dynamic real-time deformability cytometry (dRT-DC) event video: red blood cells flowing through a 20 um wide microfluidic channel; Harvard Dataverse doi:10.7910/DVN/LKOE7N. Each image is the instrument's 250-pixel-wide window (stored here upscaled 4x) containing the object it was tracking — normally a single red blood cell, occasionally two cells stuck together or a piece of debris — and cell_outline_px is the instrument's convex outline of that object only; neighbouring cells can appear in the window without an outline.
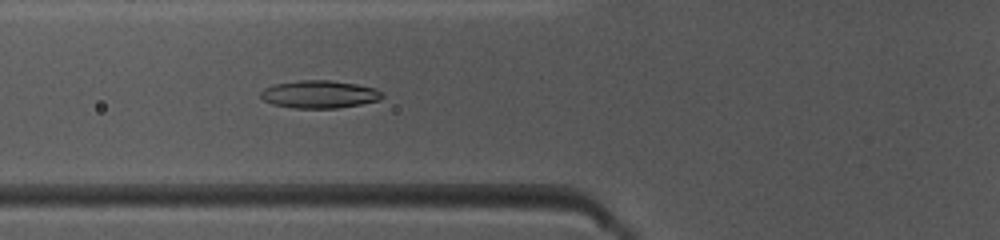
{"species": "common noctule bat (a hibernating species)", "species_latin": "Nyctalus noctula", "temperature_condition": "warm", "stored_images_in_passage": 49, "camera_frame_rate_fps": 3000, "um_per_image_px": 0.085, "animal": {"sex": "female", "body_mass_g": 10.0, "forearm_length_mm": 53.1}, "frame": {"image": 1, "passage_image": 18, "time_ms": 5.667, "image_size_px": [1000, 240], "cell_outline_px": [[384, 96], [380, 100], [360, 104], [336, 108], [296, 108], [272, 104], [264, 100], [260, 96], [260, 92], [264, 88], [276, 84], [300, 80], [328, 80], [356, 84], [376, 88]], "centroid_in_image_um": [27.15, 8.01], "position_along_channel_um": 98.7, "area_um2": 19.48}}
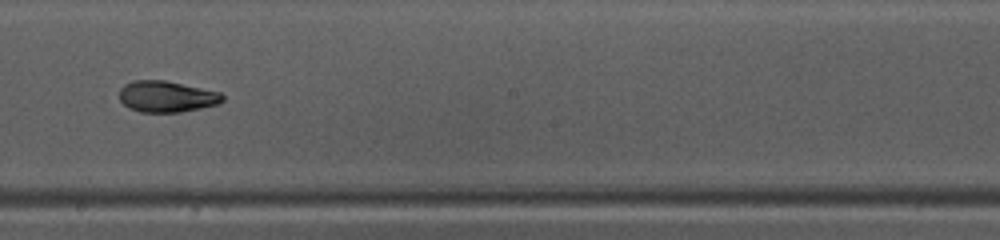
{"frame": {"image": 2, "passage_image": 28, "time_ms": 9.0, "image_size_px": [1000, 240], "cell_outline_px": [[224, 100], [220, 104], [180, 112], [140, 112], [128, 108], [120, 100], [120, 88], [124, 84], [132, 80], [164, 80], [220, 92], [224, 96]], "centroid_in_image_um": [14.16, 8.21], "position_along_channel_um": 234.0, "area_um2": 18.84}}
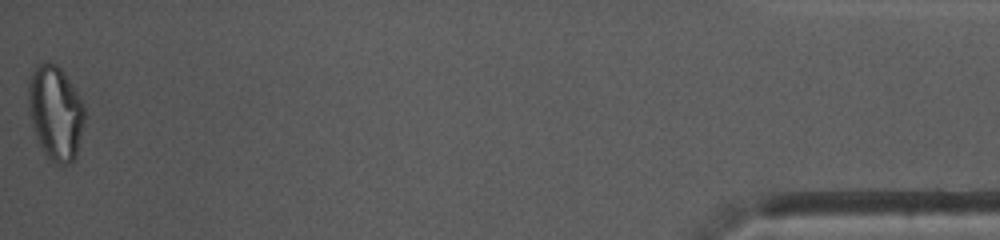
{"frame": {"image": 3, "passage_image": 49, "time_ms": 16.0, "image_size_px": [1000, 240], "cell_outline_px": [[88, 116], [76, 156], [64, 168], [56, 164], [44, 152], [36, 136], [28, 112], [28, 84], [32, 72], [40, 64], [56, 64], [64, 72], [84, 104]], "centroid_in_image_um": [4.76, 9.63], "position_along_channel_um": 430.4, "area_um2": 31.21}, "authors_computed_cell_mechanics": {"area_um2": 19.4786, "velocity_mm_per_s": 4.0359, "shape_relaxation_time_tau1_ms": 6.2771, "shape_relaxation_time_tau2_ms": 2.0741, "deformation_change_tau1": 0.2125, "deformation_change_tau2": 0.0849}}